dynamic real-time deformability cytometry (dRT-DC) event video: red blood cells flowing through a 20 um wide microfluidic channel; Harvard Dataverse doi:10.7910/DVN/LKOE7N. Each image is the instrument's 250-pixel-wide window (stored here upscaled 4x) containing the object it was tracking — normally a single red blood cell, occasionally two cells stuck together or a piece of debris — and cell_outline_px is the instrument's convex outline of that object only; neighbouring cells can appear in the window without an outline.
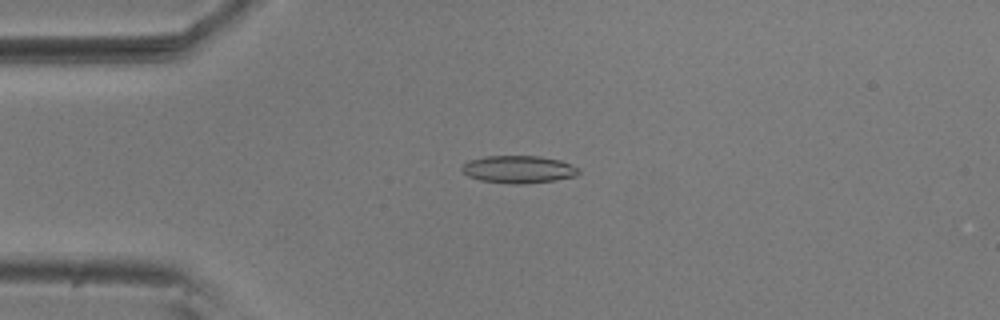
{"species": "common noctule bat (a hibernating species)", "species_latin": "Nyctalus noctula", "temperature_condition": "room temperature", "stored_images_in_passage": 48, "camera_frame_rate_fps": 3000, "um_per_image_px": 0.085, "animal": {"sex": "male", "body_mass_g": 20.5, "forearm_length_mm": 52.5}, "frame": {"image": 1, "passage_image": 7, "time_ms": 2.0, "image_size_px": [1000, 320], "cell_outline_px": [[580, 172], [576, 176], [556, 180], [524, 184], [512, 184], [480, 180], [468, 176], [460, 168], [468, 160], [484, 156], [540, 156], [560, 160], [576, 168]], "centroid_in_image_um": [44.04, 14.4], "position_along_channel_um": 41.0, "area_um2": 18.67}}
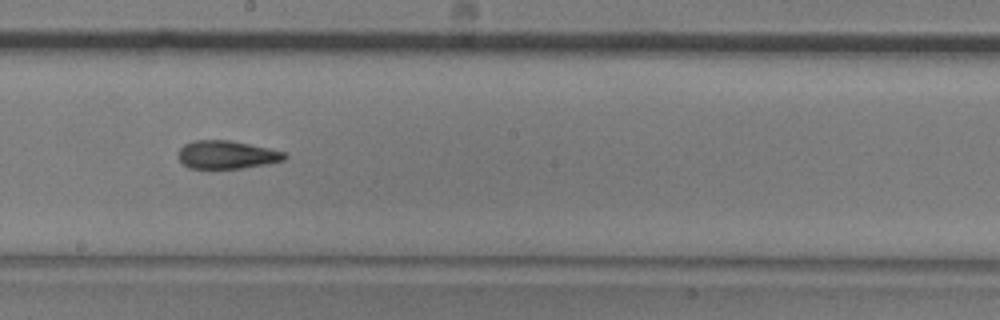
{"frame": {"image": 2, "passage_image": 24, "time_ms": 7.667, "image_size_px": [1000, 320], "cell_outline_px": [[288, 156], [284, 160], [268, 164], [244, 168], [188, 168], [180, 160], [180, 148], [184, 144], [192, 140], [228, 140], [288, 152]], "centroid_in_image_um": [19.32, 13.15], "position_along_channel_um": 228.9, "area_um2": 17.4}}
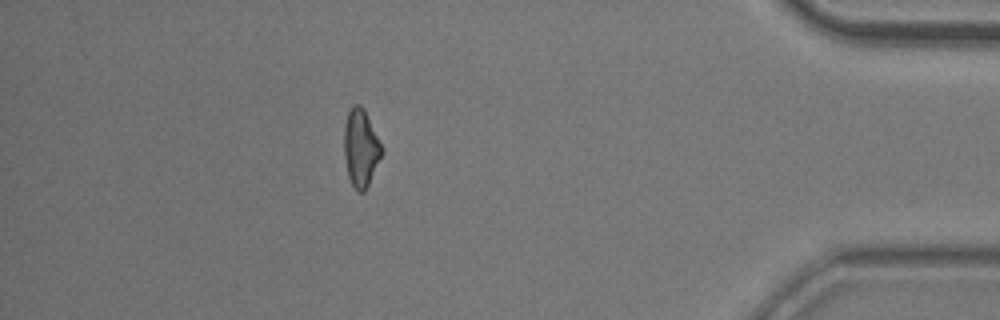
{"frame": {"image": 3, "passage_image": 42, "time_ms": 13.667, "image_size_px": [1000, 320], "cell_outline_px": [[384, 152], [364, 192], [356, 192], [348, 176], [344, 156], [344, 124], [348, 112], [352, 104], [360, 104], [364, 108], [384, 148]], "centroid_in_image_um": [30.68, 12.55], "position_along_channel_um": 404.5, "area_um2": 17.28}, "authors_computed_cell_mechanics": {"area_um2": 17.5134, "velocity_mm_per_s": 3.7113, "shape_relaxation_time_tau1_ms": 7.2607, "shape_relaxation_time_tau2_ms": 2.9933, "deformation_change_tau1": 0.1738, "deformation_change_tau2": 0.1131}}